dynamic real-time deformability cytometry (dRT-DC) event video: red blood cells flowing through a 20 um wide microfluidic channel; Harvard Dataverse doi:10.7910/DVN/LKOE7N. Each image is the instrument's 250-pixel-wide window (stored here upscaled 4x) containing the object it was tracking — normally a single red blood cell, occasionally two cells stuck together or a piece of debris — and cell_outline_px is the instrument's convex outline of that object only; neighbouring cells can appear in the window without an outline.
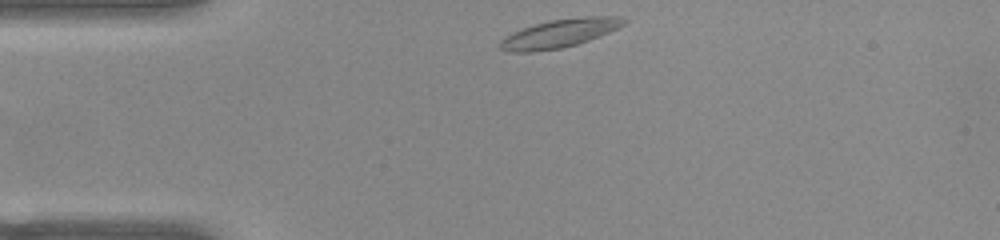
{"species": "common noctule bat (a hibernating species)", "species_latin": "Nyctalus noctula", "temperature_condition": "warm", "stored_images_in_passage": 42, "camera_frame_rate_fps": 3000, "um_per_image_px": 0.085, "animal": {"sex": "female", "body_mass_g": 22.0, "forearm_length_mm": 56.7}, "frame": {"image": 1, "passage_image": 1, "time_ms": 0.0, "image_size_px": [1000, 240], "cell_outline_px": [[628, 20], [624, 24], [608, 32], [588, 40], [576, 44], [560, 48], [532, 52], [508, 52], [500, 48], [496, 44], [504, 36], [512, 32], [536, 24], [552, 20], [588, 16], [620, 16]], "centroid_in_image_um": [47.51, 2.84], "position_along_channel_um": 37.5, "area_um2": 20.29}}
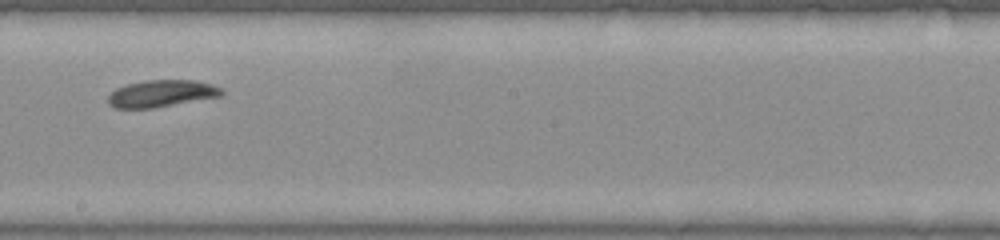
{"frame": {"image": 2, "passage_image": 19, "time_ms": 6.0, "image_size_px": [1000, 240], "cell_outline_px": [[224, 96], [156, 108], [116, 108], [108, 104], [108, 96], [116, 88], [128, 84], [144, 80], [196, 80], [212, 84], [224, 88]], "centroid_in_image_um": [13.8, 7.95], "position_along_channel_um": 234.4, "area_um2": 18.21}}
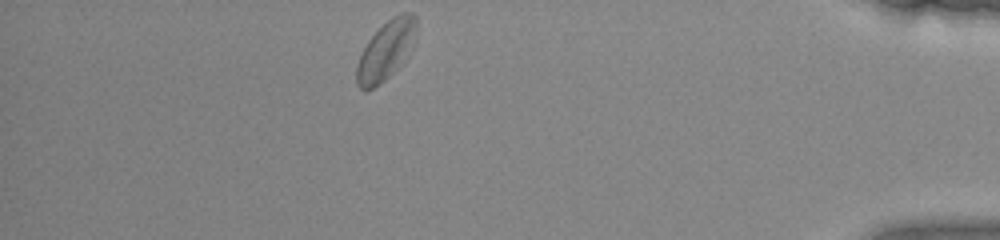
{"frame": {"image": 3, "passage_image": 36, "time_ms": 11.667, "image_size_px": [1000, 240], "cell_outline_px": [[416, 28], [400, 64], [380, 84], [364, 92], [356, 84], [356, 68], [360, 56], [368, 40], [392, 16], [400, 12], [412, 12], [416, 16]], "centroid_in_image_um": [32.74, 4.29], "position_along_channel_um": 402.5, "area_um2": 19.59}, "authors_computed_cell_mechanics": {"area_um2": 18.785, "velocity_mm_per_s": 3.8018, "shape_relaxation_time_tau1_ms": 2.6261, "shape_relaxation_time_tau2_ms": null, "deformation_change_tau1": 0.0975, "deformation_change_tau2": null}}